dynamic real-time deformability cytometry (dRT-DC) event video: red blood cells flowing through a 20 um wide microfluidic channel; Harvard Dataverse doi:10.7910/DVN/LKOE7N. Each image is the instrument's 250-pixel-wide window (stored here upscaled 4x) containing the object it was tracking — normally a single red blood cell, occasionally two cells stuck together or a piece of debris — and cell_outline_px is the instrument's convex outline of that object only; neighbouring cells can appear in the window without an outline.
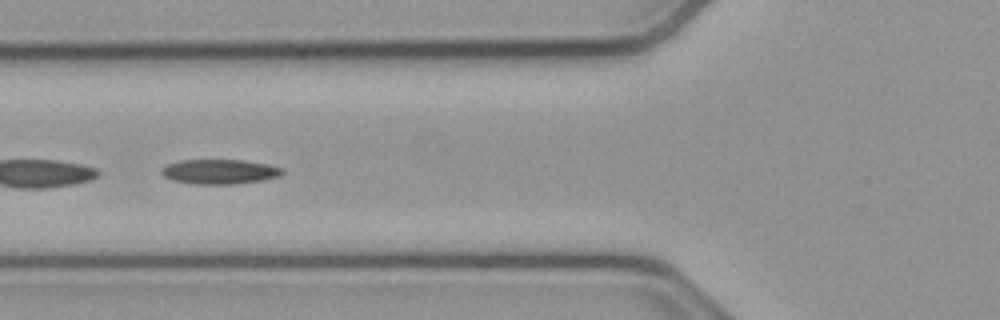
{"species": "common noctule bat (a hibernating species)", "species_latin": "Nyctalus noctula", "temperature_condition": "cold", "stored_images_in_passage": 40, "camera_frame_rate_fps": 3000, "um_per_image_px": 0.085, "animal": {"sex": "male", "body_mass_g": 23.1, "forearm_length_mm": 52.7}, "frame": {"image": 1, "passage_image": 20, "time_ms": 6.333, "image_size_px": [1000, 320], "cell_outline_px": [[284, 172], [280, 176], [264, 180], [236, 184], [192, 184], [172, 180], [164, 176], [160, 172], [160, 168], [168, 164], [180, 160], [244, 160], [268, 164], [284, 168]], "centroid_in_image_um": [18.68, 14.59], "position_along_channel_um": 107.1, "area_um2": 17.63}}
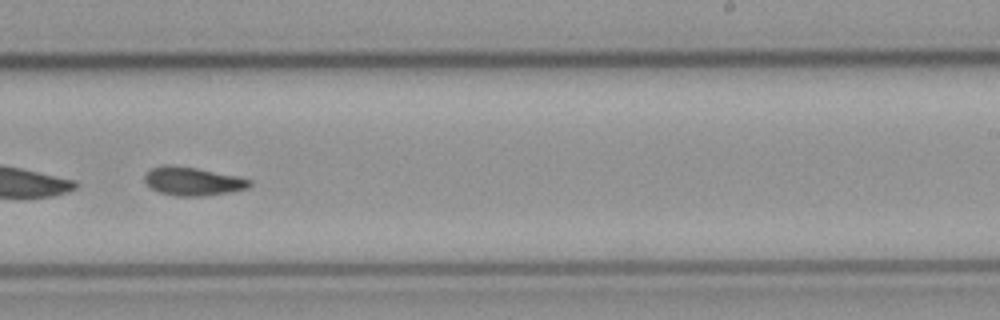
{"frame": {"image": 2, "passage_image": 33, "time_ms": 10.667, "image_size_px": [1000, 320], "cell_outline_px": [[252, 184], [248, 188], [228, 192], [204, 196], [176, 196], [160, 192], [152, 188], [144, 180], [144, 176], [152, 168], [164, 164], [172, 164], [196, 168], [236, 176], [252, 180]], "centroid_in_image_um": [16.38, 15.4], "position_along_channel_um": 272.6, "area_um2": 17.28}}